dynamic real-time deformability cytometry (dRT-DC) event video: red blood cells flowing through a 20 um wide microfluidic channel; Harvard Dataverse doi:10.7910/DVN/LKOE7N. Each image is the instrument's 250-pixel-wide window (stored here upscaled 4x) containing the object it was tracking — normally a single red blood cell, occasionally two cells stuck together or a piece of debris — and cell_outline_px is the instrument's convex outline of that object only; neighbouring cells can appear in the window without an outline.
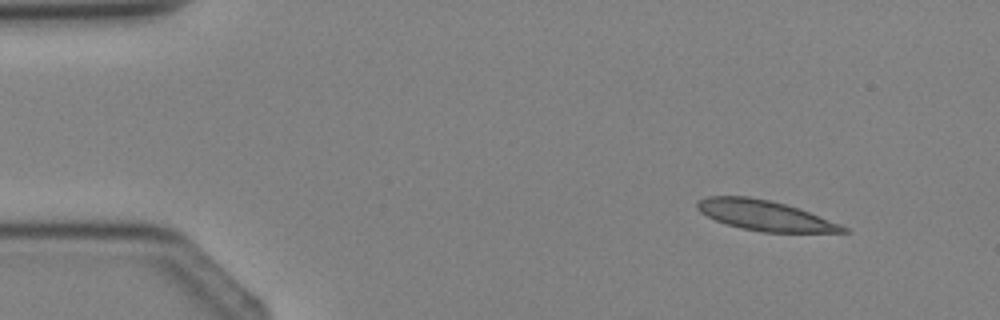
{"species": "Egyptian fruit bat (a non-hibernating species)", "species_latin": "Rousettus aegyptiacus", "temperature_condition": "cold", "stored_images_in_passage": 3, "camera_frame_rate_fps": 3000, "um_per_image_px": 0.085, "animal": {"sex": "female"}, "frame": {"image": 1, "passage_image": 1, "time_ms": 0.0, "image_size_px": [1000, 320], "cell_outline_px": [[848, 232], [760, 232], [740, 228], [716, 220], [700, 212], [696, 208], [696, 200], [708, 196], [748, 196], [768, 200], [800, 208], [840, 224], [848, 228]], "centroid_in_image_um": [64.98, 18.31], "position_along_channel_um": 20.0, "area_um2": 25.55}}